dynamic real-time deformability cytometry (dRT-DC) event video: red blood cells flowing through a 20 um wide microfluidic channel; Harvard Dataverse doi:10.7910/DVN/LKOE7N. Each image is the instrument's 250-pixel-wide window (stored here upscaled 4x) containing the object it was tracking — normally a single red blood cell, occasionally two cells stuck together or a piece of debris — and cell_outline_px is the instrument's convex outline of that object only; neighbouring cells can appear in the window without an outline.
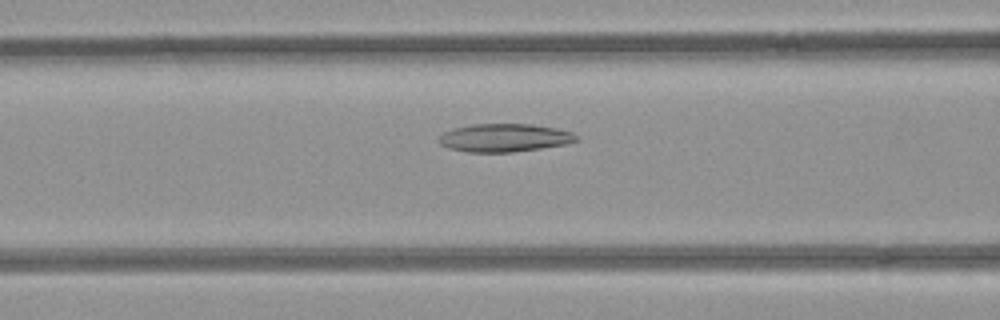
{"species": "common noctule bat (a hibernating species)", "species_latin": "Nyctalus noctula", "temperature_condition": "room temperature", "stored_images_in_passage": 26, "camera_frame_rate_fps": 3000, "um_per_image_px": 0.085, "animal": {"sex": "female", "body_mass_g": 21.9}, "frame": {"image": 1, "passage_image": 12, "time_ms": 3.667, "image_size_px": [1000, 320], "cell_outline_px": [[580, 140], [564, 144], [540, 148], [512, 152], [468, 152], [448, 148], [440, 144], [440, 136], [444, 132], [456, 128], [472, 124], [532, 124], [556, 128], [572, 132], [580, 136]], "centroid_in_image_um": [42.92, 11.71], "position_along_channel_um": 123.7, "area_um2": 22.43}}
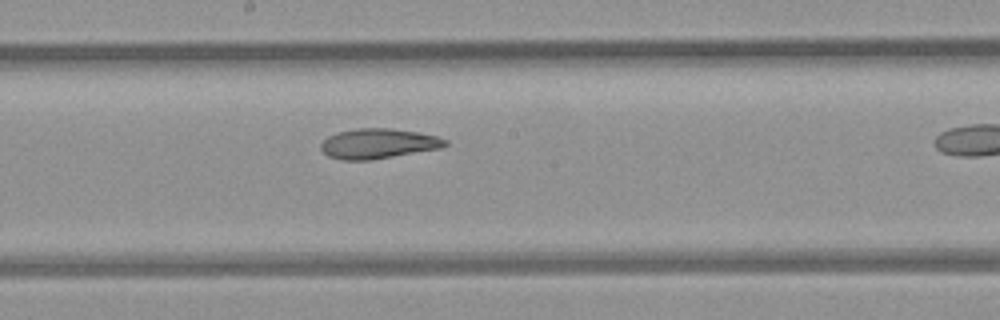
{"frame": {"image": 2, "passage_image": 19, "time_ms": 6.0, "image_size_px": [1000, 320], "cell_outline_px": [[448, 144], [440, 148], [372, 160], [340, 160], [328, 156], [320, 148], [320, 144], [328, 136], [336, 132], [360, 128], [388, 128], [416, 132], [436, 136], [448, 140]], "centroid_in_image_um": [32.12, 12.21], "position_along_channel_um": 216.1, "area_um2": 21.68}}
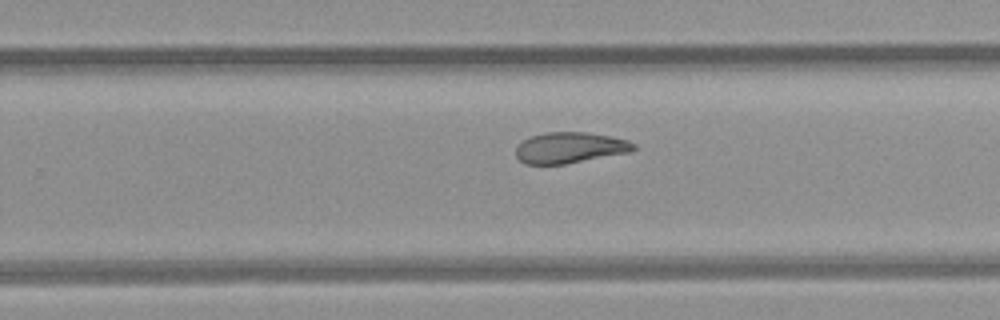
{"frame": {"image": 3, "passage_image": 24, "time_ms": 7.667, "image_size_px": [1000, 320], "cell_outline_px": [[636, 148], [632, 152], [564, 164], [524, 164], [516, 156], [516, 148], [524, 140], [532, 136], [548, 132], [584, 132], [612, 136], [628, 140], [636, 144]], "centroid_in_image_um": [48.49, 12.55], "position_along_channel_um": 281.3, "area_um2": 21.21}}